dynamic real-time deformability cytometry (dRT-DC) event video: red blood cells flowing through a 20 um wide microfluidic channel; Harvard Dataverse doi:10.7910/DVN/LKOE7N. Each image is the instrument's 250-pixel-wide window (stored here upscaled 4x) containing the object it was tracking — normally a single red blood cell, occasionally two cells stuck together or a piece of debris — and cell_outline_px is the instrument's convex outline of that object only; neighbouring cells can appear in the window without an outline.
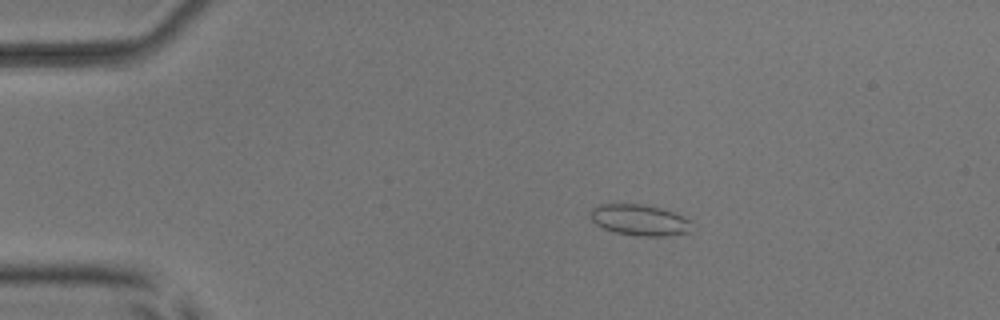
{"species": "common noctule bat (a hibernating species)", "species_latin": "Nyctalus noctula", "temperature_condition": "room temperature", "stored_images_in_passage": 19, "camera_frame_rate_fps": 3000, "um_per_image_px": 0.085, "animal": {"sex": "male", "body_mass_g": 17.9, "forearm_length_mm": 54.2}, "frame": {"image": 1, "passage_image": 8, "time_ms": 2.333, "image_size_px": [1000, 320], "cell_outline_px": [[688, 232], [664, 236], [636, 236], [612, 232], [596, 224], [592, 220], [592, 208], [600, 204], [644, 204], [660, 208], [672, 212], [688, 220]], "centroid_in_image_um": [54.29, 18.7], "position_along_channel_um": 30.7, "area_um2": 17.92}}
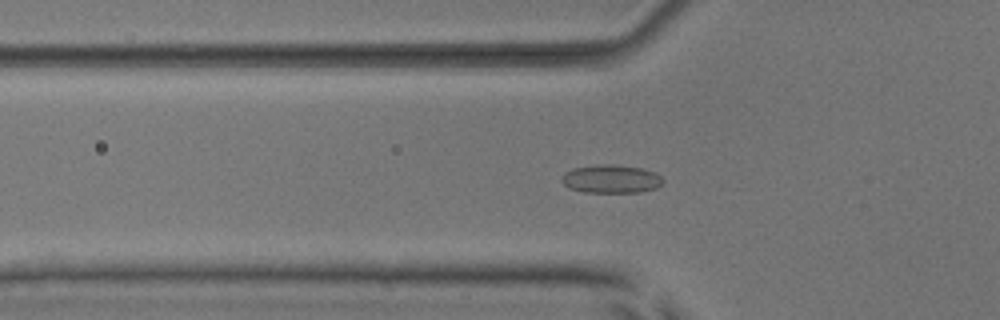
{"frame": {"image": 2, "passage_image": 16, "time_ms": 5.0, "image_size_px": [1000, 320], "cell_outline_px": [[664, 184], [656, 188], [640, 192], [584, 192], [572, 188], [564, 184], [560, 180], [564, 172], [572, 168], [596, 164], [612, 164], [640, 168], [656, 172], [664, 180]], "centroid_in_image_um": [51.96, 15.2], "position_along_channel_um": 73.8, "area_um2": 16.82}}